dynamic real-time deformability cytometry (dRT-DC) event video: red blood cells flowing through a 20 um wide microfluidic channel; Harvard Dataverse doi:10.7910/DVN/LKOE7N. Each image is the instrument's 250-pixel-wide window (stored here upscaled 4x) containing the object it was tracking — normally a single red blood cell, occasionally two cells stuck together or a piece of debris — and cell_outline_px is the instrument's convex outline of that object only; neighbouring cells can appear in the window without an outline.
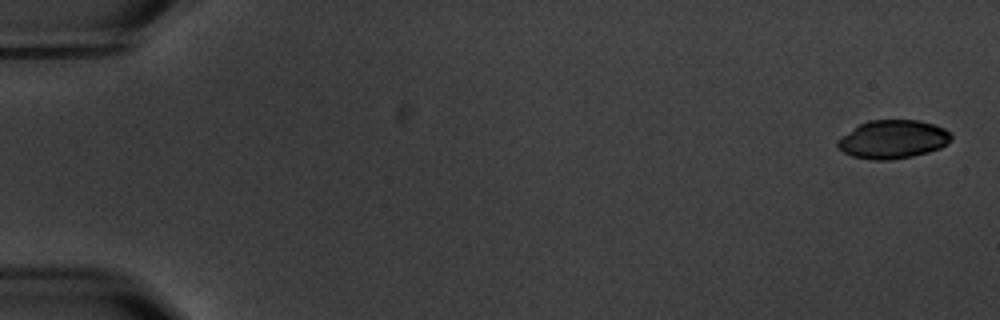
{"species": "common noctule bat (a hibernating species)", "species_latin": "Nyctalus noctula", "temperature_condition": "warm", "stored_images_in_passage": 5, "camera_frame_rate_fps": 3000, "um_per_image_px": 0.085, "animal": {"sex": "male", "body_mass_g": 20.1, "forearm_length_mm": 53.5}, "frame": {"image": 1, "passage_image": 1, "time_ms": 0.0, "image_size_px": [1000, 320], "cell_outline_px": [[952, 140], [948, 144], [940, 148], [928, 152], [912, 156], [888, 160], [872, 160], [852, 156], [844, 152], [836, 144], [836, 140], [840, 136], [860, 124], [868, 120], [920, 120], [944, 128], [952, 136]], "centroid_in_image_um": [75.89, 11.84], "position_along_channel_um": 9.1, "area_um2": 25.49}}
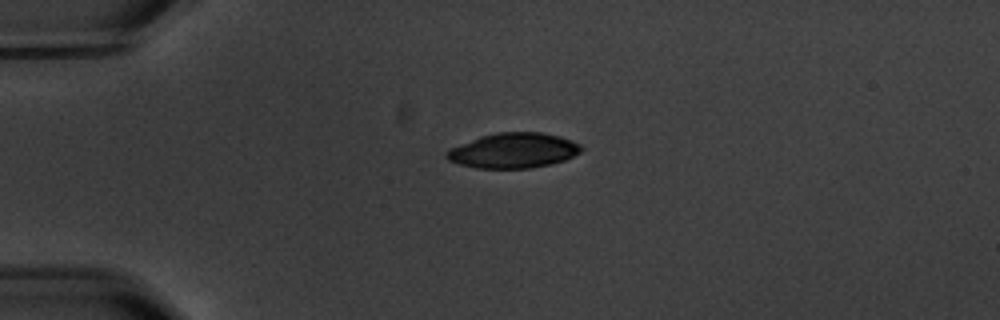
{"frame": {"image": 2, "passage_image": 5, "time_ms": 4.333, "image_size_px": [1000, 320], "cell_outline_px": [[584, 148], [580, 152], [564, 160], [552, 164], [532, 168], [476, 168], [460, 164], [448, 160], [444, 156], [444, 152], [448, 148], [480, 136], [496, 132], [544, 132], [560, 136], [572, 140], [580, 144]], "centroid_in_image_um": [43.62, 12.79], "position_along_channel_um": 41.4, "area_um2": 27.86}}